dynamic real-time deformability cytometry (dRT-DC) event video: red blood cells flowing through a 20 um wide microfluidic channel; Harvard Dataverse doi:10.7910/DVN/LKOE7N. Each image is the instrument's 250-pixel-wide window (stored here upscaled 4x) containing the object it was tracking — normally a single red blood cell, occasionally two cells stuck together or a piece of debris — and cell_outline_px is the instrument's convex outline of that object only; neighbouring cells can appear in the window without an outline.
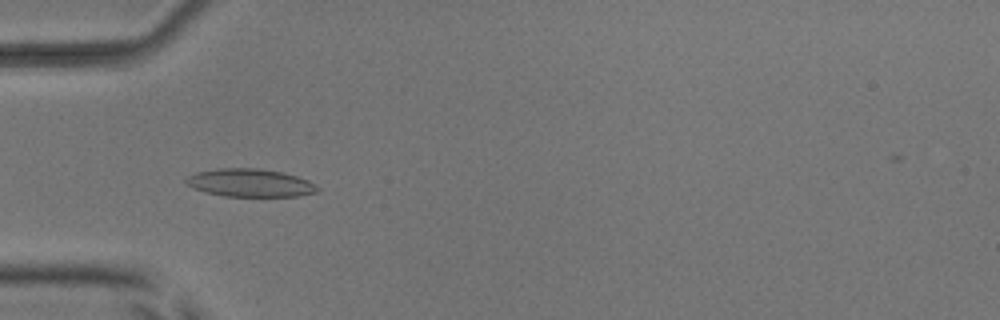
{"species": "common noctule bat (a hibernating species)", "species_latin": "Nyctalus noctula", "temperature_condition": "room temperature", "stored_images_in_passage": 48, "camera_frame_rate_fps": 3000, "um_per_image_px": 0.085, "animal": {"sex": "male", "body_mass_g": 17.9, "forearm_length_mm": 54.2}, "frame": {"image": 1, "passage_image": 12, "time_ms": 3.667, "image_size_px": [1000, 320], "cell_outline_px": [[320, 188], [316, 192], [296, 196], [224, 196], [192, 188], [184, 184], [184, 180], [188, 176], [196, 172], [216, 168], [260, 168], [280, 172], [296, 176], [308, 180]], "centroid_in_image_um": [21.21, 15.53], "position_along_channel_um": 63.8, "area_um2": 21.39}}
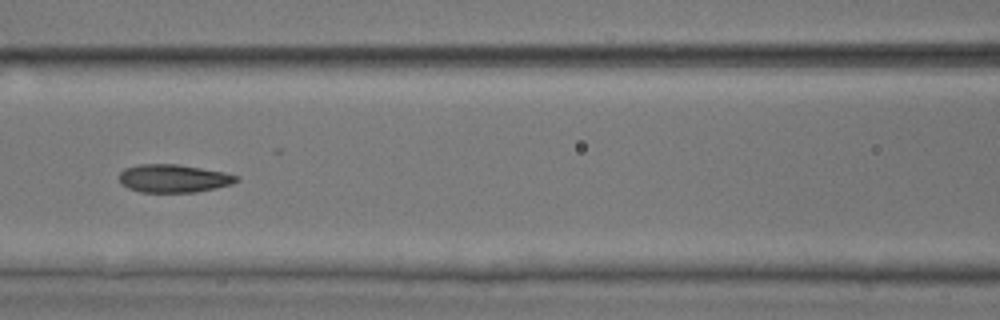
{"frame": {"image": 2, "passage_image": 19, "time_ms": 6.0, "image_size_px": [1000, 320], "cell_outline_px": [[240, 180], [232, 184], [216, 188], [196, 192], [140, 192], [128, 188], [120, 184], [120, 172], [124, 168], [140, 164], [180, 164], [224, 172], [240, 176]], "centroid_in_image_um": [14.77, 15.16], "position_along_channel_um": 151.8, "area_um2": 19.36}}
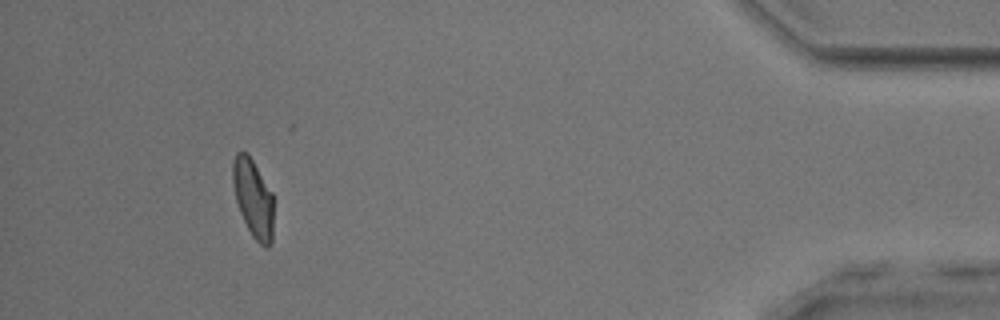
{"frame": {"image": 3, "passage_image": 44, "time_ms": 14.333, "image_size_px": [1000, 320], "cell_outline_px": [[272, 244], [268, 248], [264, 248], [252, 236], [240, 212], [236, 200], [232, 184], [232, 160], [236, 152], [248, 152], [272, 192]], "centroid_in_image_um": [21.5, 16.83], "position_along_channel_um": 413.7, "area_um2": 18.67}, "authors_computed_cell_mechanics": {"area_um2": 19.5364, "velocity_mm_per_s": 3.8706, "shape_relaxation_time_tau1_ms": 6.1479, "shape_relaxation_time_tau2_ms": 1.6321, "deformation_change_tau1": 0.163, "deformation_change_tau2": 0.0704}}